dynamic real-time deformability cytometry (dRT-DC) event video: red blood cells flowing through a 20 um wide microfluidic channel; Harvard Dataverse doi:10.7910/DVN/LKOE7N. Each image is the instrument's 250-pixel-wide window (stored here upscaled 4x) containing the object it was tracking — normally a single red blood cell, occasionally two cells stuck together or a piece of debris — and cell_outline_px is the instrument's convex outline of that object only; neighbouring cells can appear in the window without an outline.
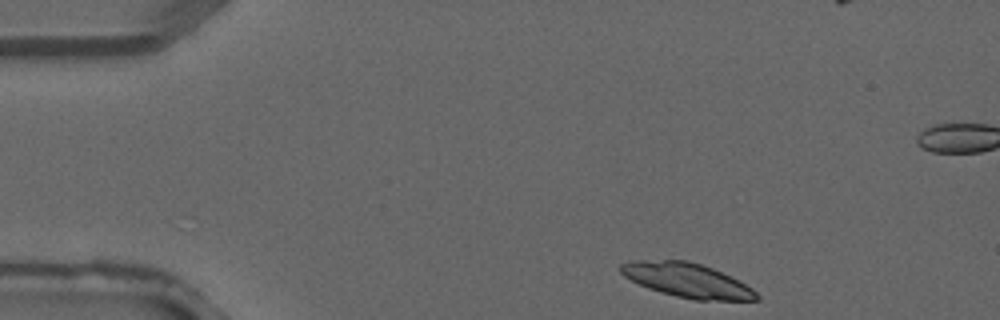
{"species": "common noctule bat (a hibernating species)", "species_latin": "Nyctalus noctula", "temperature_condition": "warm", "stored_images_in_passage": 3, "segment_of_instrument_passage": [2, 2], "camera_frame_rate_fps": 3000, "um_per_image_px": 0.085, "animal": {"sex": "male", "forearm_length_mm": 52.5}, "frame": {"image": 1, "passage_image": 3, "time_ms": 0.667, "image_size_px": [1000, 320], "cell_outline_px": [[760, 300], [692, 300], [660, 292], [648, 288], [624, 276], [620, 272], [620, 264], [628, 260], [688, 260], [712, 268], [752, 288], [760, 296]], "centroid_in_image_um": [58.37, 23.82], "position_along_channel_um": 26.6, "area_um2": 26.93}}